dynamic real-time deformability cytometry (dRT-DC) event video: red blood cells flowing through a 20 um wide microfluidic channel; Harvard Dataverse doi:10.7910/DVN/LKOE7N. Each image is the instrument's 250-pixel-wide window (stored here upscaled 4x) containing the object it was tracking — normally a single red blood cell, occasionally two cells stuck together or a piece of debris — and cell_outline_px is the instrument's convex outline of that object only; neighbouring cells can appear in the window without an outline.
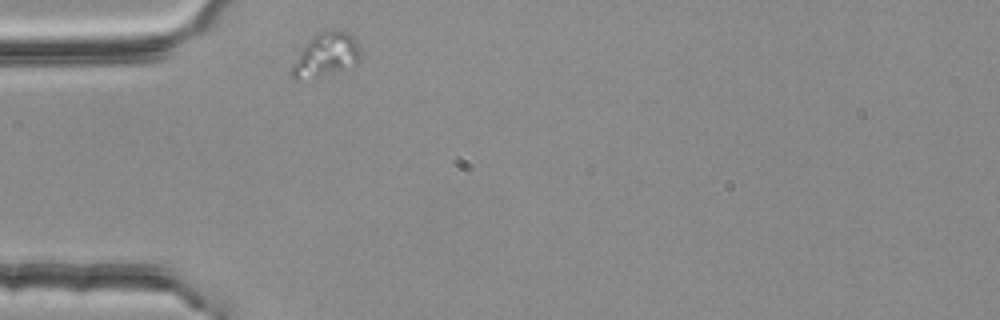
{"species": "common noctule bat (a hibernating species)", "species_latin": "Nyctalus noctula", "temperature_condition": "room temperature", "stored_images_in_passage": 1, "camera_frame_rate_fps": 3000, "um_per_image_px": 0.085, "animal": {"sex": "female", "body_mass_g": 25.1}, "frame": {"image": 1, "passage_image": 1, "time_ms": 0.0, "image_size_px": [1000, 320], "cell_outline_px": [[360, 60], [356, 64], [316, 76], [296, 80], [288, 72], [300, 52], [308, 40], [320, 32], [332, 28], [348, 32], [356, 40], [360, 48]], "centroid_in_image_um": [27.71, 4.62], "position_along_channel_um": 57.3, "area_um2": 17.11}}